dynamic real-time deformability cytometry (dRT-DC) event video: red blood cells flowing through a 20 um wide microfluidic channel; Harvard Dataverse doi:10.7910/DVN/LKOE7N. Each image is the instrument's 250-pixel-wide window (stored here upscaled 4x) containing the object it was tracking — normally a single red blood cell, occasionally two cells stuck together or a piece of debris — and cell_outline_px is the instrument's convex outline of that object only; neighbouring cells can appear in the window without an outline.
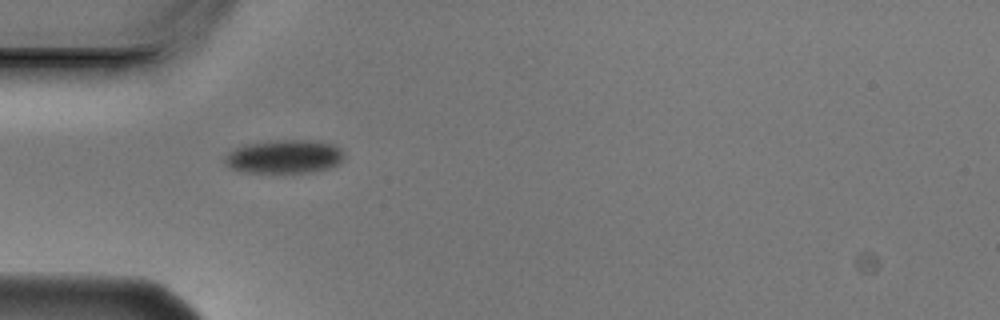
{"species": "Egyptian fruit bat (a non-hibernating species)", "species_latin": "Rousettus aegyptiacus", "temperature_condition": "cold", "stored_images_in_passage": 5, "camera_frame_rate_fps": 3000, "um_per_image_px": 0.085, "animal": {"sex": "male"}, "frame": {"image": 1, "passage_image": 5, "time_ms": 1.333, "image_size_px": [1000, 320], "cell_outline_px": [[344, 160], [332, 168], [312, 172], [240, 172], [224, 164], [224, 156], [228, 152], [244, 144], [272, 140], [316, 140], [336, 144], [344, 152]], "centroid_in_image_um": [24.2, 13.3], "position_along_channel_um": 60.8, "area_um2": 23.81}}